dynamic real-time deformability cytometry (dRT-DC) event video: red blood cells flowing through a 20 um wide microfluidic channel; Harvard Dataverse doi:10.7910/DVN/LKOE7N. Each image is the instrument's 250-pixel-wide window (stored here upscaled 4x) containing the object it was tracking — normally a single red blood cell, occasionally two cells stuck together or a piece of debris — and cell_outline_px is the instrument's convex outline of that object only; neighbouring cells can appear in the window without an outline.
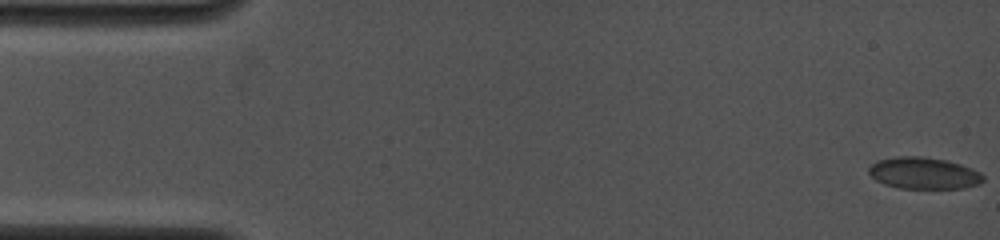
{"species": "common noctule bat (a hibernating species)", "species_latin": "Nyctalus noctula", "temperature_condition": "cold", "stored_images_in_passage": 5, "camera_frame_rate_fps": 4000, "um_per_image_px": 0.085, "animal": {"sex": "female", "body_mass_g": 19.0, "forearm_length_mm": 53.3}, "frame": {"image": 1, "passage_image": 1, "time_ms": 0.0, "image_size_px": [1000, 240], "cell_outline_px": [[984, 180], [980, 184], [964, 188], [900, 188], [884, 184], [876, 180], [868, 172], [868, 168], [876, 160], [896, 156], [924, 156], [944, 160], [960, 164], [972, 168], [980, 172], [984, 176]], "centroid_in_image_um": [78.52, 14.71], "position_along_channel_um": 6.5, "area_um2": 21.21}}